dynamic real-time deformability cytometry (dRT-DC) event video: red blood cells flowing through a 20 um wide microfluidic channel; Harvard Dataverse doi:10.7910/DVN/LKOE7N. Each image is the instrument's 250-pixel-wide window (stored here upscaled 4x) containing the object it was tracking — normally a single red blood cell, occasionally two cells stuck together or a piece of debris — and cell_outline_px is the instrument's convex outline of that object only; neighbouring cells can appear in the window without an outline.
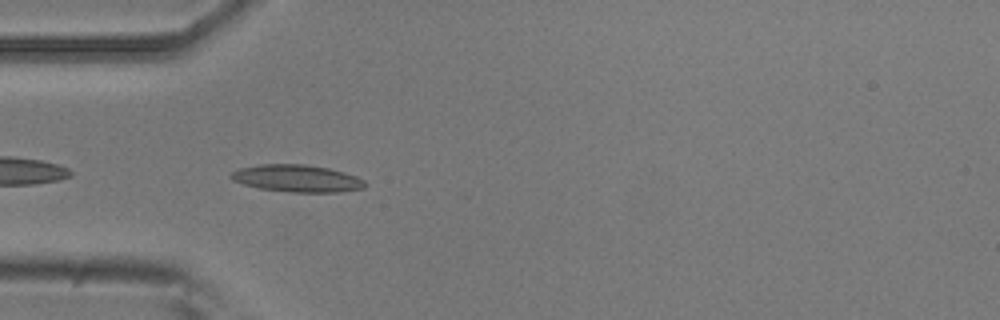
{"species": "common noctule bat (a hibernating species)", "species_latin": "Nyctalus noctula", "temperature_condition": "room temperature", "stored_images_in_passage": 6, "camera_frame_rate_fps": 3000, "um_per_image_px": 0.085, "animal": {"sex": "male", "body_mass_g": 20.5, "forearm_length_mm": 52.5}, "frame": {"image": 1, "passage_image": 5, "time_ms": 4.667, "image_size_px": [1000, 320], "cell_outline_px": [[364, 188], [336, 192], [288, 192], [260, 188], [244, 184], [232, 180], [228, 176], [232, 172], [240, 168], [260, 164], [304, 164], [328, 168], [344, 172], [356, 176], [364, 180]], "centroid_in_image_um": [25.22, 15.16], "position_along_channel_um": 59.8, "area_um2": 21.1}}
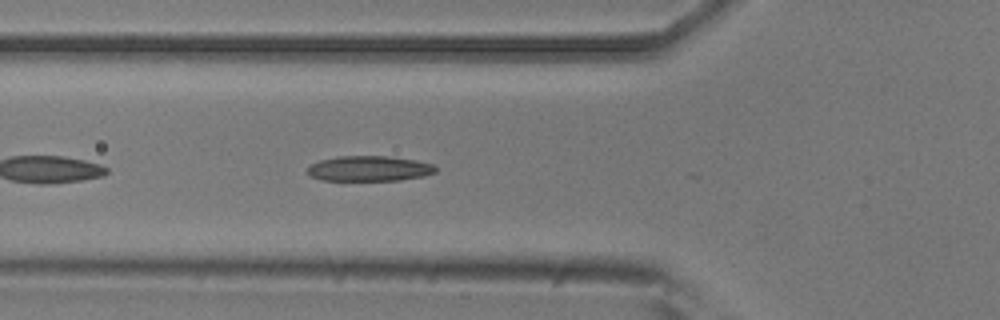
{"frame": {"image": 2, "passage_image": 6, "time_ms": 5.667, "image_size_px": [1000, 320], "cell_outline_px": [[436, 172], [424, 176], [400, 180], [320, 180], [308, 176], [308, 168], [312, 164], [320, 160], [340, 156], [388, 156], [416, 160], [432, 164], [436, 168]], "centroid_in_image_um": [31.38, 14.33], "position_along_channel_um": 94.4, "area_um2": 18.84}}